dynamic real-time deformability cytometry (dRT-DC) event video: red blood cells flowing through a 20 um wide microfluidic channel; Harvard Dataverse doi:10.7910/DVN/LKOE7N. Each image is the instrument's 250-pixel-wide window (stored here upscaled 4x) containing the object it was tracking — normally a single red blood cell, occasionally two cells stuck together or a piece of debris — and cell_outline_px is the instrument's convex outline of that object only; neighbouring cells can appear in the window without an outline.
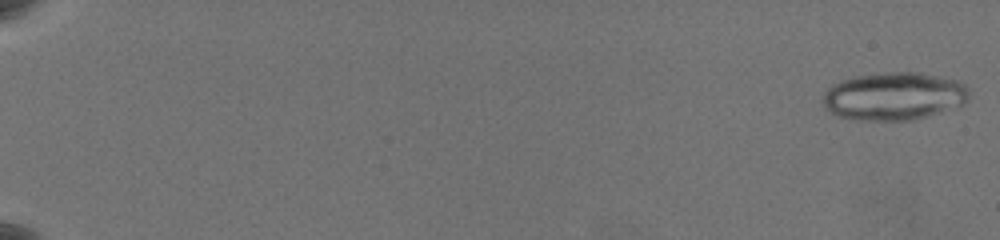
{"species": "common noctule bat (a hibernating species)", "species_latin": "Nyctalus noctula", "temperature_condition": "warm", "stored_images_in_passage": 28, "camera_frame_rate_fps": 3000, "um_per_image_px": 0.085, "animal": {"sex": "female", "body_mass_g": 19.5, "forearm_length_mm": 54.1}, "frame": {"image": 1, "passage_image": 1, "time_ms": 0.0, "image_size_px": [1000, 240], "cell_outline_px": [[968, 100], [964, 104], [940, 112], [912, 120], [856, 120], [836, 116], [828, 112], [824, 108], [824, 92], [832, 84], [856, 76], [884, 72], [920, 72], [956, 80], [964, 84], [968, 88]], "centroid_in_image_um": [75.97, 8.18], "position_along_channel_um": 9.0, "area_um2": 40.86}}